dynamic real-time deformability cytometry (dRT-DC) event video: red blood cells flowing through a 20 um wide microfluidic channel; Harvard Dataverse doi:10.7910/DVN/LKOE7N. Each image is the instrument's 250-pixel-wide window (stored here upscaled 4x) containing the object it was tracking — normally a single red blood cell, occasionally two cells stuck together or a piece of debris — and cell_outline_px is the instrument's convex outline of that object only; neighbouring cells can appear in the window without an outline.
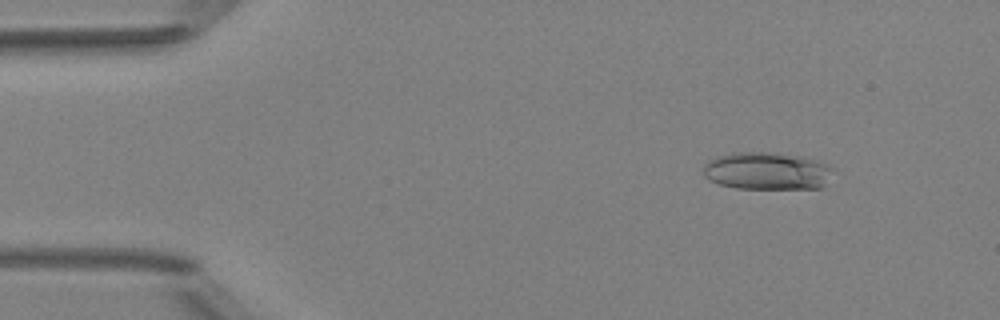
{"species": "Egyptian fruit bat (a non-hibernating species)", "species_latin": "Rousettus aegyptiacus", "temperature_condition": "room temperature", "stored_images_in_passage": 5, "camera_frame_rate_fps": 3000, "um_per_image_px": 0.085, "animal": {"sex": "female"}, "frame": {"image": 1, "passage_image": 2, "time_ms": 1.333, "image_size_px": [1000, 320], "cell_outline_px": [[836, 172], [820, 188], [736, 188], [720, 184], [708, 180], [704, 176], [704, 164], [708, 160], [716, 156], [732, 152], [768, 152], [800, 156], [816, 160], [828, 164], [836, 168]], "centroid_in_image_um": [65.21, 14.52], "position_along_channel_um": 19.8, "area_um2": 28.67}}
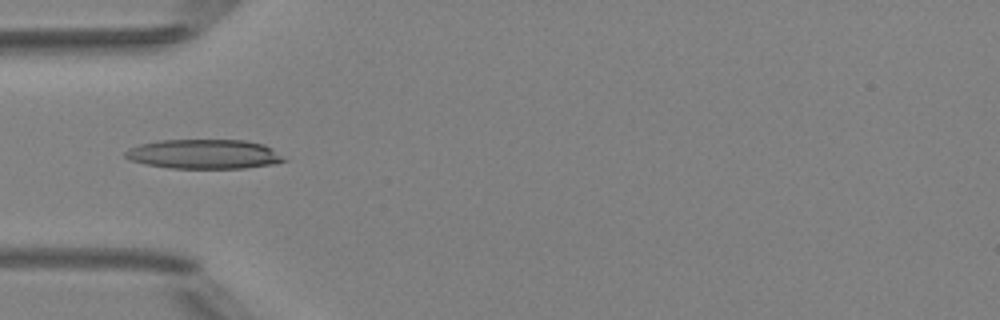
{"frame": {"image": 2, "passage_image": 5, "time_ms": 4.667, "image_size_px": [1000, 320], "cell_outline_px": [[288, 160], [276, 164], [244, 168], [172, 168], [148, 164], [128, 160], [124, 156], [124, 152], [128, 148], [140, 144], [156, 140], [244, 140], [264, 144], [272, 148]], "centroid_in_image_um": [17.35, 13.09], "position_along_channel_um": 67.6, "area_um2": 27.4}}